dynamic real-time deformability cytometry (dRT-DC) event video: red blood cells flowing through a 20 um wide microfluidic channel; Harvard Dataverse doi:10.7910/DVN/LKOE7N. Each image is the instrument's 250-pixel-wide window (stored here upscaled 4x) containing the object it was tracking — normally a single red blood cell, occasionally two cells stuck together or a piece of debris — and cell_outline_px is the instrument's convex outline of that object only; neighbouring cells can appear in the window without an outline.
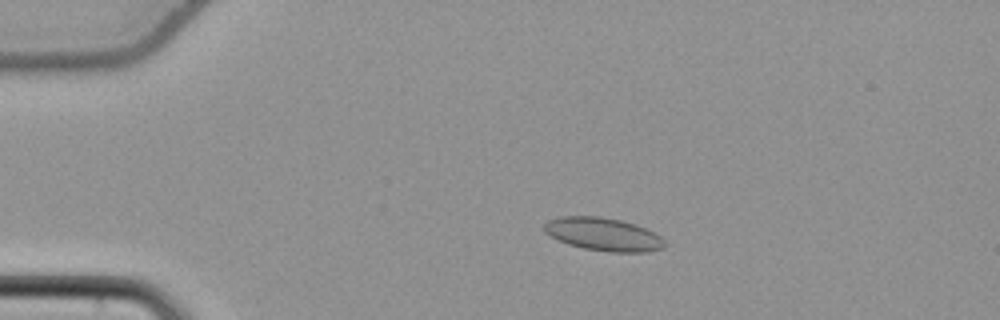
{"species": "common noctule bat (a hibernating species)", "species_latin": "Nyctalus noctula", "temperature_condition": "cold", "stored_images_in_passage": 56, "camera_frame_rate_fps": 3000, "um_per_image_px": 0.085, "animal": {"sex": "female", "body_mass_g": 22.7, "forearm_length_mm": 54.2}, "frame": {"image": 1, "passage_image": 13, "time_ms": 4.0, "image_size_px": [1000, 320], "cell_outline_px": [[664, 248], [648, 252], [612, 252], [584, 248], [568, 244], [544, 232], [544, 224], [548, 220], [560, 216], [600, 216], [620, 220], [636, 224], [656, 232], [664, 240]], "centroid_in_image_um": [51.31, 19.9], "position_along_channel_um": 33.7, "area_um2": 23.24}}
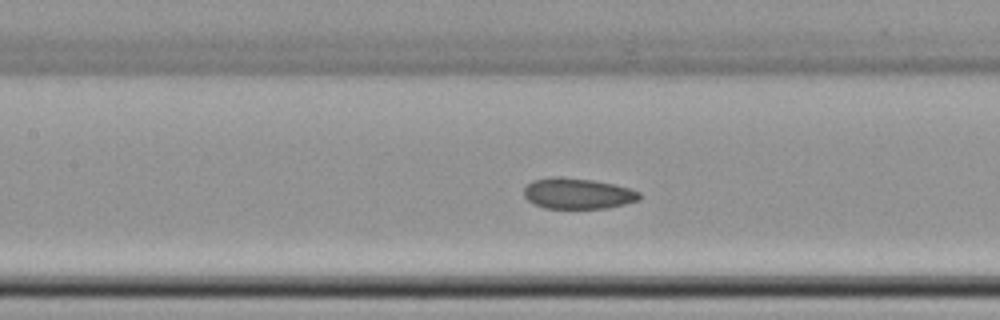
{"frame": {"image": 2, "passage_image": 27, "time_ms": 8.667, "image_size_px": [1000, 320], "cell_outline_px": [[640, 200], [608, 208], [544, 208], [532, 204], [524, 196], [524, 188], [532, 180], [552, 176], [556, 176], [592, 180], [616, 184], [640, 192]], "centroid_in_image_um": [49.09, 16.45], "position_along_channel_um": 158.3, "area_um2": 20.87}}
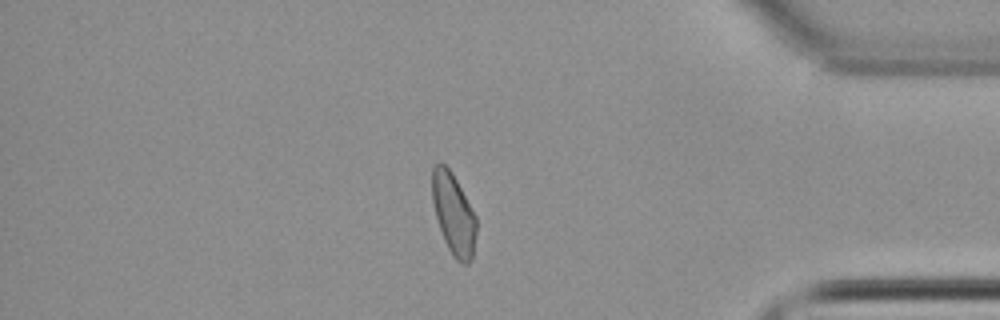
{"frame": {"image": 3, "passage_image": 48, "time_ms": 15.667, "image_size_px": [1000, 320], "cell_outline_px": [[476, 232], [472, 260], [468, 264], [464, 264], [456, 260], [452, 256], [444, 240], [436, 216], [432, 200], [432, 168], [440, 160], [452, 172], [476, 216]], "centroid_in_image_um": [38.55, 18.19], "position_along_channel_um": 396.7, "area_um2": 20.92}, "authors_computed_cell_mechanics": {"area_um2": 21.7617, "velocity_mm_per_s": 3.8276, "shape_relaxation_time_tau1_ms": 6.5727, "shape_relaxation_time_tau2_ms": 3.7622, "deformation_change_tau1": 0.0502, "deformation_change_tau2": 0.076}}